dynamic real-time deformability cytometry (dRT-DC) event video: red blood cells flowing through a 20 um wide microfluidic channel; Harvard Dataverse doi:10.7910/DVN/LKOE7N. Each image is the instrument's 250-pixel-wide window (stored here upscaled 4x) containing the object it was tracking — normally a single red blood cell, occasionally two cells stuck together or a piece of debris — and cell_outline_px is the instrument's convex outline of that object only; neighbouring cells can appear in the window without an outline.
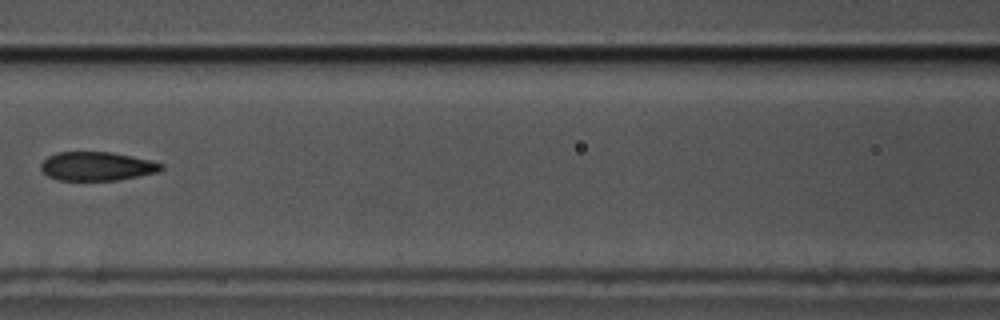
{"species": "common noctule bat (a hibernating species)", "species_latin": "Nyctalus noctula", "temperature_condition": "cold", "stored_images_in_passage": 8, "camera_frame_rate_fps": 3000, "um_per_image_px": 0.085, "animal": {"sex": "male", "body_mass_g": 17.5, "forearm_length_mm": 52.3}, "frame": {"image": 1, "passage_image": 7, "time_ms": 2.0, "image_size_px": [1000, 320], "cell_outline_px": [[164, 168], [156, 172], [116, 180], [56, 180], [48, 176], [40, 168], [40, 164], [48, 156], [56, 152], [112, 152], [132, 156], [164, 164]], "centroid_in_image_um": [8.2, 14.12], "position_along_channel_um": 158.4, "area_um2": 20.06}}